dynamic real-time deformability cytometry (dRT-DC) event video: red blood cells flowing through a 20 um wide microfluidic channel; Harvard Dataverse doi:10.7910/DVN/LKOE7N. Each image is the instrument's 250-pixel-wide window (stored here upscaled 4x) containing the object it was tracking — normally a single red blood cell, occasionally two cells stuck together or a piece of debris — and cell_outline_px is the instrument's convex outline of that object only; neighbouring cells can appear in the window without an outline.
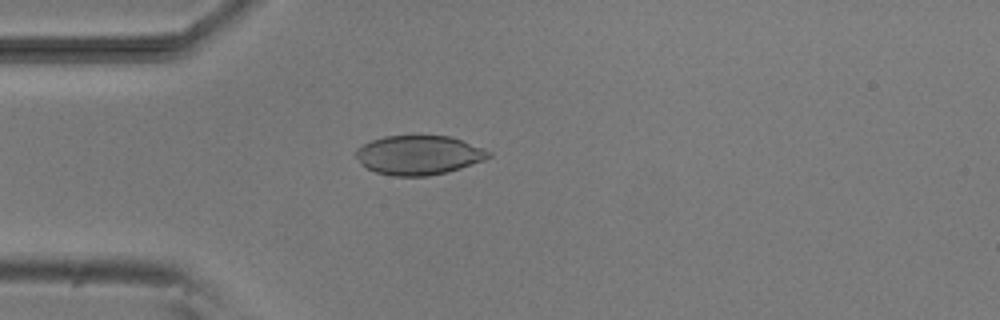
{"species": "common noctule bat (a hibernating species)", "species_latin": "Nyctalus noctula", "temperature_condition": "room temperature", "stored_images_in_passage": 4, "camera_frame_rate_fps": 3000, "um_per_image_px": 0.085, "animal": {"sex": "male", "body_mass_g": 20.5, "forearm_length_mm": 52.5}, "frame": {"image": 1, "passage_image": 4, "time_ms": 3.333, "image_size_px": [1000, 320], "cell_outline_px": [[492, 156], [484, 160], [448, 172], [428, 176], [392, 176], [376, 172], [360, 164], [356, 156], [356, 148], [372, 140], [384, 136], [452, 136], [492, 152]], "centroid_in_image_um": [35.6, 13.18], "position_along_channel_um": 49.4, "area_um2": 30.35}}